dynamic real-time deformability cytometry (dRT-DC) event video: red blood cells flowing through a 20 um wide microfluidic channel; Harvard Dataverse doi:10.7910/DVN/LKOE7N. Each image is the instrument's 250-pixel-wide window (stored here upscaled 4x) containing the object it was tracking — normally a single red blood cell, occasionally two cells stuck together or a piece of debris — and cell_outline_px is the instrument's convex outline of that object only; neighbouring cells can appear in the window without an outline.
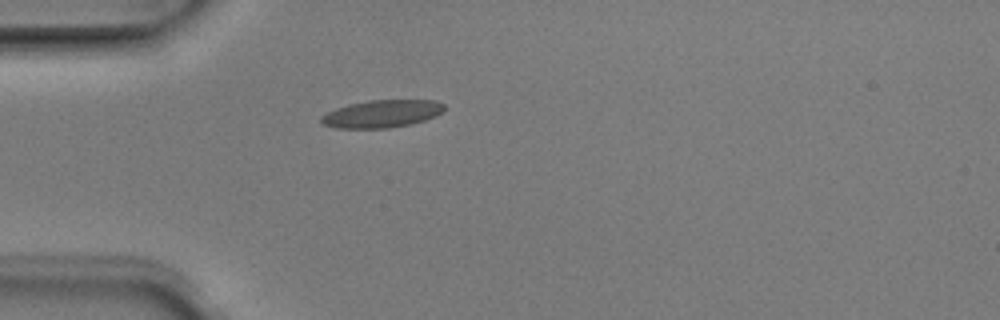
{"species": "Egyptian fruit bat (a non-hibernating species)", "species_latin": "Rousettus aegyptiacus", "temperature_condition": "room temperature", "stored_images_in_passage": 1, "camera_frame_rate_fps": 3000, "um_per_image_px": 0.085, "animal": {"sex": "male"}, "frame": {"image": 1, "passage_image": 1, "time_ms": 0.0, "image_size_px": [1000, 320], "cell_outline_px": [[444, 112], [436, 116], [412, 124], [388, 128], [336, 128], [324, 124], [320, 120], [320, 116], [336, 108], [348, 104], [368, 100], [436, 100], [444, 104]], "centroid_in_image_um": [32.48, 9.66], "position_along_channel_um": 52.5, "area_um2": 19.88}}